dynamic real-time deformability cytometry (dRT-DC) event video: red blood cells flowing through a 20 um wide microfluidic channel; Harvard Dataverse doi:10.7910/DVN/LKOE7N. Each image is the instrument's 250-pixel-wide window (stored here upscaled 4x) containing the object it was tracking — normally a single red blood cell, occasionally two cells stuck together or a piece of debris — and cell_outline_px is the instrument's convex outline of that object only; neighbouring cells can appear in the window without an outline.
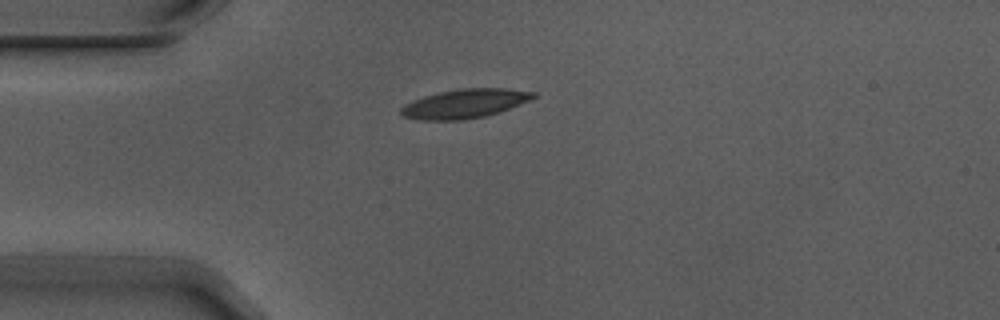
{"species": "Egyptian fruit bat (a non-hibernating species)", "species_latin": "Rousettus aegyptiacus", "temperature_condition": "warm", "stored_images_in_passage": 2, "camera_frame_rate_fps": 3000, "um_per_image_px": 0.085, "animal": {"sex": "male"}, "frame": {"image": 1, "passage_image": 1, "time_ms": 0.0, "image_size_px": [1000, 320], "cell_outline_px": [[536, 96], [528, 100], [500, 112], [484, 116], [464, 120], [420, 120], [404, 116], [400, 112], [400, 108], [404, 104], [412, 100], [424, 96], [440, 92], [460, 88], [504, 88], [536, 92]], "centroid_in_image_um": [39.47, 8.81], "position_along_channel_um": 45.5, "area_um2": 22.31}}
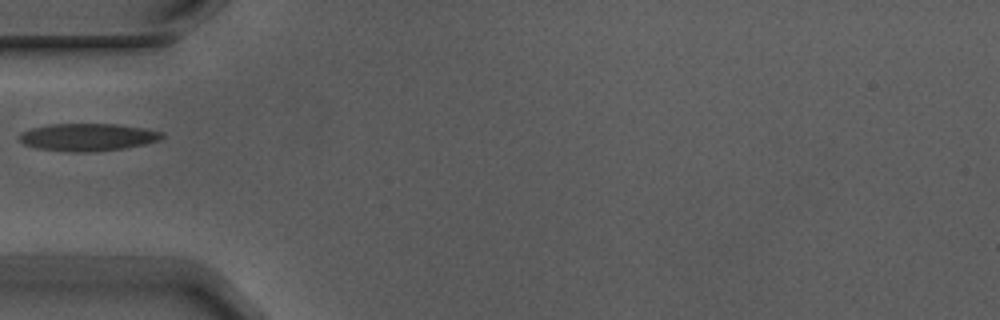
{"frame": {"image": 2, "passage_image": 2, "time_ms": 0.333, "image_size_px": [1000, 320], "cell_outline_px": [[164, 136], [160, 140], [144, 144], [124, 148], [92, 152], [68, 152], [36, 148], [24, 144], [20, 140], [20, 132], [32, 128], [48, 124], [116, 124], [144, 128], [164, 132]], "centroid_in_image_um": [7.46, 11.66], "position_along_channel_um": 77.5, "area_um2": 22.95}}